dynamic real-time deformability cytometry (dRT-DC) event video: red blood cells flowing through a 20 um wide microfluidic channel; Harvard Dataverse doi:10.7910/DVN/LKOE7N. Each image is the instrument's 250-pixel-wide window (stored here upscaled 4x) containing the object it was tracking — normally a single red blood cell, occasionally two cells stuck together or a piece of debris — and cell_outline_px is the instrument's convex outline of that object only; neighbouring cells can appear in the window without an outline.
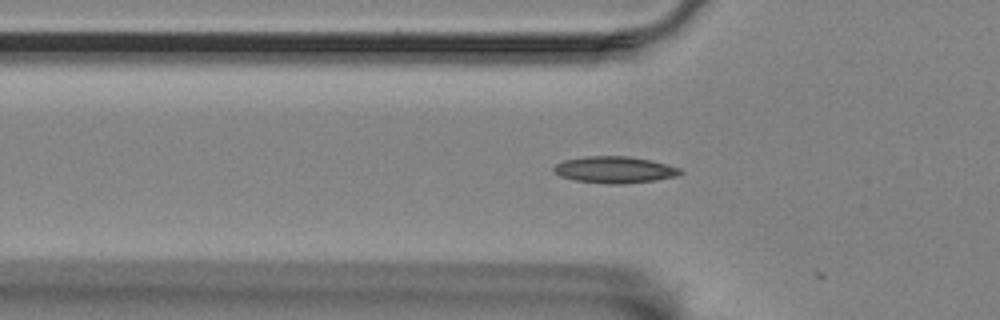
{"species": "Egyptian fruit bat (a non-hibernating species)", "species_latin": "Rousettus aegyptiacus", "temperature_condition": "room temperature", "stored_images_in_passage": 8, "camera_frame_rate_fps": 3000, "um_per_image_px": 0.085, "animal": {"sex": "female"}, "frame": {"image": 1, "passage_image": 7, "time_ms": 2.0, "image_size_px": [1000, 320], "cell_outline_px": [[684, 172], [676, 176], [656, 180], [624, 184], [608, 184], [576, 180], [560, 176], [552, 172], [552, 168], [556, 164], [564, 160], [588, 156], [628, 156], [652, 160], [680, 168]], "centroid_in_image_um": [52.24, 14.43], "position_along_channel_um": 73.6, "area_um2": 19.71}}